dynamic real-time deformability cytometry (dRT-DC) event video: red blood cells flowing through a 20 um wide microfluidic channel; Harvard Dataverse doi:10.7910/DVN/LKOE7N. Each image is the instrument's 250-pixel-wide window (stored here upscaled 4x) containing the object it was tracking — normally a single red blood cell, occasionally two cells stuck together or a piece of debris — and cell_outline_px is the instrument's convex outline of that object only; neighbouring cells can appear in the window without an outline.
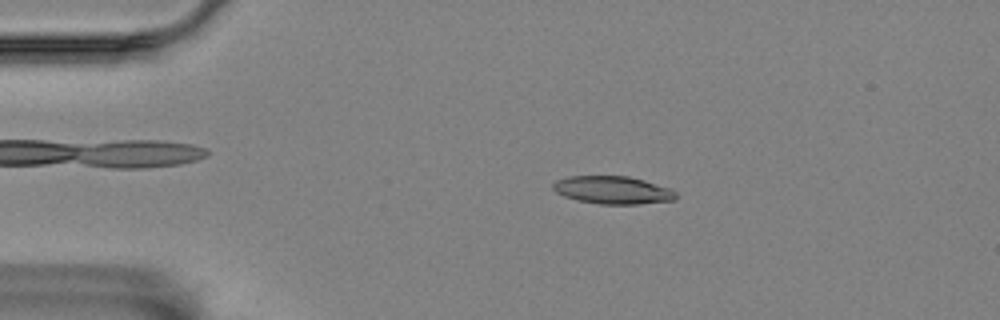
{"species": "Egyptian fruit bat (a non-hibernating species)", "species_latin": "Rousettus aegyptiacus", "temperature_condition": "room temperature", "stored_images_in_passage": 56, "camera_frame_rate_fps": 3000, "um_per_image_px": 0.085, "animal": {"sex": "female"}, "frame": {"image": 1, "passage_image": 11, "time_ms": 3.333, "image_size_px": [1000, 320], "cell_outline_px": [[676, 200], [640, 204], [600, 204], [576, 200], [564, 196], [556, 192], [552, 188], [552, 184], [556, 180], [568, 176], [628, 176], [644, 180], [672, 188], [676, 192]], "centroid_in_image_um": [52.1, 16.15], "position_along_channel_um": 32.9, "area_um2": 20.11}}
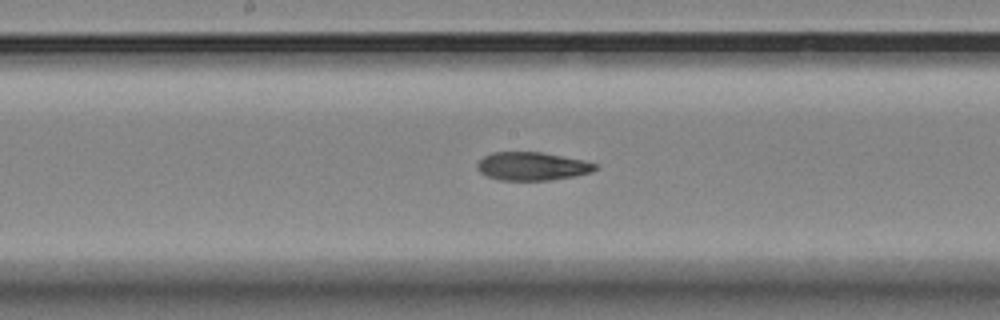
{"frame": {"image": 2, "passage_image": 29, "time_ms": 9.333, "image_size_px": [1000, 320], "cell_outline_px": [[596, 168], [592, 172], [576, 176], [552, 180], [500, 180], [488, 176], [480, 172], [476, 168], [476, 164], [484, 156], [492, 152], [540, 152], [584, 160], [596, 164]], "centroid_in_image_um": [45.22, 14.13], "position_along_channel_um": 203.0, "area_um2": 19.42}}
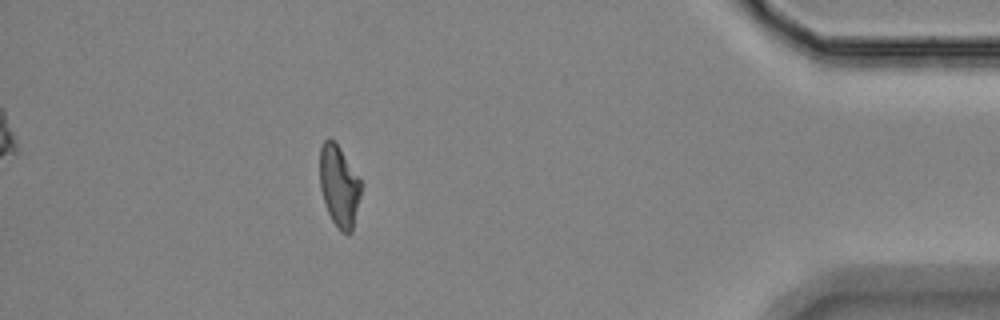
{"frame": {"image": 3, "passage_image": 50, "time_ms": 16.333, "image_size_px": [1000, 320], "cell_outline_px": [[364, 184], [352, 232], [348, 236], [340, 232], [332, 220], [328, 212], [320, 188], [320, 148], [324, 140], [328, 136], [340, 148]], "centroid_in_image_um": [28.86, 15.85], "position_along_channel_um": 406.3, "area_um2": 19.94}, "authors_computed_cell_mechanics": {"area_um2": 19.941, "velocity_mm_per_s": 3.565, "shape_relaxation_time_tau1_ms": 10.2566, "shape_relaxation_time_tau2_ms": 3.8191, "deformation_change_tau1": 0.2571, "deformation_change_tau2": 0.1156}}